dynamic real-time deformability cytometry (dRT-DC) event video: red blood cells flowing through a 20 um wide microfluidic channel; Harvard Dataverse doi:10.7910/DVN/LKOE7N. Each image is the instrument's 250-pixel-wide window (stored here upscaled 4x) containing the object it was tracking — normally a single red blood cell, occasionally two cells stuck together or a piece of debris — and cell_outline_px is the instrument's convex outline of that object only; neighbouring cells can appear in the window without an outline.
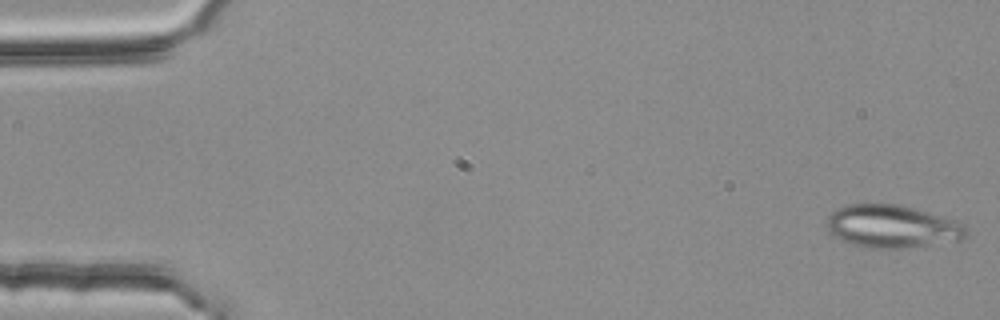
{"species": "common noctule bat (a hibernating species)", "species_latin": "Nyctalus noctula", "temperature_condition": "room temperature", "stored_images_in_passage": 4, "camera_frame_rate_fps": 3000, "um_per_image_px": 0.085, "animal": {"sex": "female", "body_mass_g": 25.1}, "frame": {"image": 1, "passage_image": 1, "time_ms": 0.0, "image_size_px": [1000, 320], "cell_outline_px": [[968, 236], [964, 240], [908, 248], [864, 248], [852, 244], [828, 232], [828, 216], [836, 208], [844, 204], [900, 204], [916, 208], [956, 220], [964, 224], [968, 232]], "centroid_in_image_um": [75.89, 19.25], "position_along_channel_um": 9.1, "area_um2": 35.26}}